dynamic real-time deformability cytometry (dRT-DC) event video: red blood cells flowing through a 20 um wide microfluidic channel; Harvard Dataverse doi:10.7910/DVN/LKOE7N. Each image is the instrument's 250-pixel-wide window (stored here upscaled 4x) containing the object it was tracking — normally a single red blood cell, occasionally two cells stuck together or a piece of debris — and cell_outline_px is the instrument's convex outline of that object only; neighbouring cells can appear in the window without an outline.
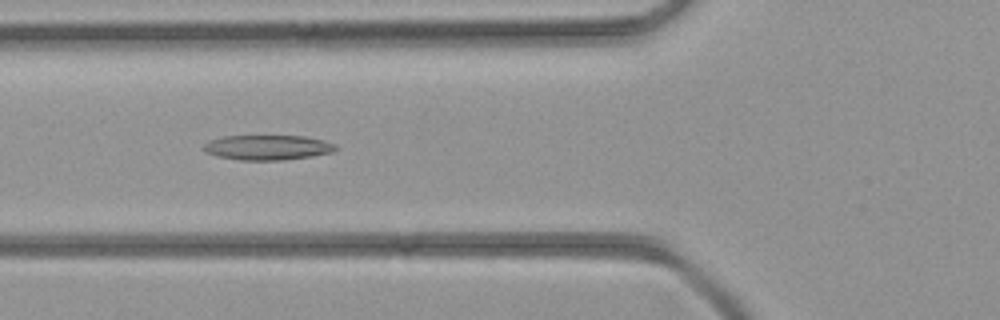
{"species": "common noctule bat (a hibernating species)", "species_latin": "Nyctalus noctula", "temperature_condition": "room temperature", "stored_images_in_passage": 33, "camera_frame_rate_fps": 3000, "um_per_image_px": 0.085, "animal": {"sex": "female", "body_mass_g": 21.9}, "frame": {"image": 1, "passage_image": 6, "time_ms": 1.667, "image_size_px": [1000, 320], "cell_outline_px": [[340, 148], [332, 152], [312, 156], [284, 160], [240, 160], [216, 156], [204, 152], [204, 144], [208, 140], [224, 136], [304, 136], [324, 140], [336, 144]], "centroid_in_image_um": [22.76, 12.53], "position_along_channel_um": 103.0, "area_um2": 19.36}}
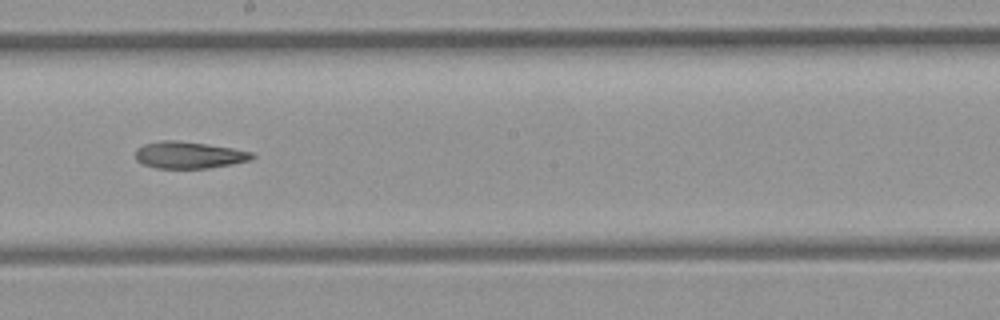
{"frame": {"image": 2, "passage_image": 14, "time_ms": 4.333, "image_size_px": [1000, 320], "cell_outline_px": [[256, 156], [252, 160], [232, 164], [208, 168], [156, 168], [144, 164], [136, 160], [136, 148], [144, 144], [160, 140], [176, 140], [232, 148], [252, 152]], "centroid_in_image_um": [16.06, 13.18], "position_along_channel_um": 232.1, "area_um2": 18.21}}
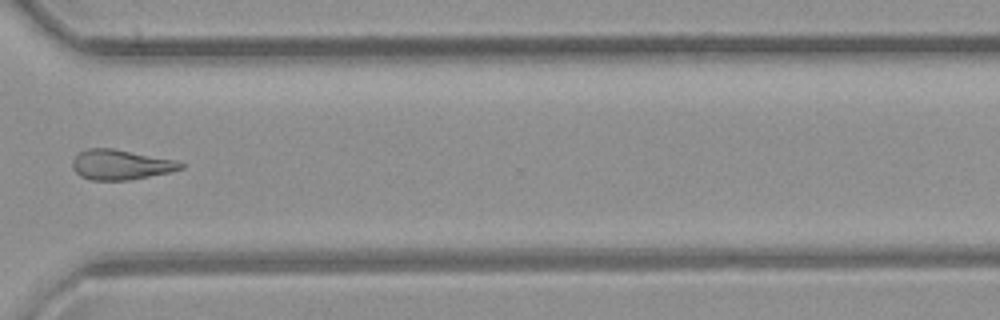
{"frame": {"image": 3, "passage_image": 22, "time_ms": 7.0, "image_size_px": [1000, 320], "cell_outline_px": [[184, 168], [172, 172], [128, 180], [92, 180], [80, 176], [72, 168], [72, 160], [80, 152], [88, 148], [112, 148], [176, 160], [184, 164]], "centroid_in_image_um": [10.27, 14.0], "position_along_channel_um": 360.3, "area_um2": 18.96}}